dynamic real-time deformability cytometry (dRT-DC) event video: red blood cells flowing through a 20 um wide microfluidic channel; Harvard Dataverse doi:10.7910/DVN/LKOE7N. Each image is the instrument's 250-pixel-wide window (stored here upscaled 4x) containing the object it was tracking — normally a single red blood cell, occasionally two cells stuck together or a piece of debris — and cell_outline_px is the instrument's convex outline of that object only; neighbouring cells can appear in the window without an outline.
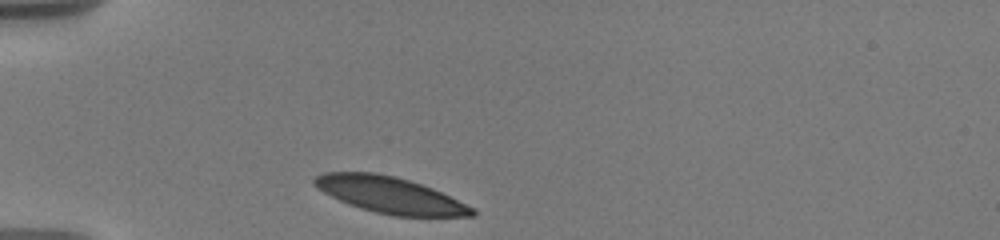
{"species": "human", "species_latin": "Homo sapiens", "temperature_condition": "warm", "stored_images_in_passage": 23, "camera_frame_rate_fps": 3000, "um_per_image_px": 0.085, "donor": {"sex": "male"}, "frame": {"image": 1, "passage_image": 1, "time_ms": 0.0, "image_size_px": [1000, 240], "cell_outline_px": [[476, 216], [392, 216], [360, 208], [348, 204], [324, 192], [312, 184], [312, 180], [316, 176], [324, 172], [376, 172], [396, 176], [432, 188], [476, 208]], "centroid_in_image_um": [33.16, 16.57], "position_along_channel_um": 51.8, "area_um2": 33.35}}
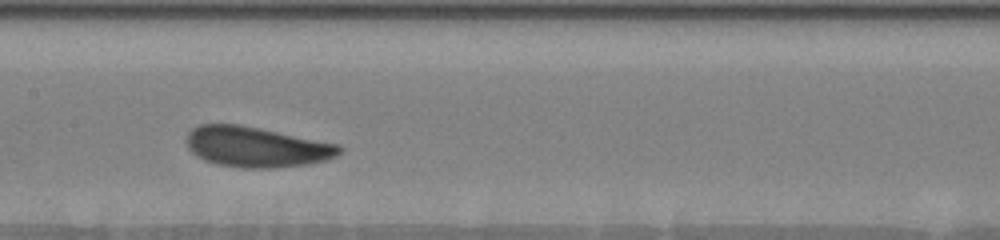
{"frame": {"image": 2, "passage_image": 8, "time_ms": 4.333, "image_size_px": [1000, 240], "cell_outline_px": [[344, 148], [336, 156], [324, 160], [308, 164], [276, 168], [240, 168], [216, 164], [204, 160], [196, 156], [188, 148], [188, 132], [192, 128], [200, 124], [240, 124], [340, 144]], "centroid_in_image_um": [21.8, 12.49], "position_along_channel_um": 185.6, "area_um2": 36.13}}
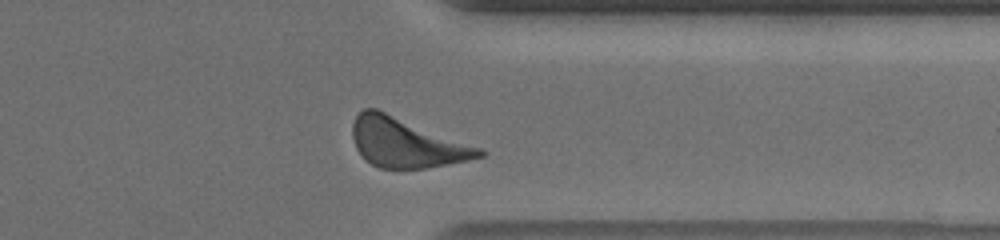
{"frame": {"image": 3, "passage_image": 21, "time_ms": 9.667, "image_size_px": [1000, 240], "cell_outline_px": [[488, 152], [484, 156], [468, 160], [448, 164], [424, 168], [380, 168], [372, 164], [356, 148], [352, 136], [352, 124], [356, 116], [364, 108], [376, 108], [484, 148]], "centroid_in_image_um": [34.59, 12.12], "position_along_channel_um": 376.8, "area_um2": 36.53}, "authors_computed_cell_mechanics": {"area_um2": 35.0268, "velocity_mm_per_s": 3.5945, "shape_relaxation_time_tau1_ms": 1.7522, "shape_relaxation_time_tau2_ms": 4.2745, "deformation_change_tau1": 0.0932, "deformation_change_tau2": 0.1199}}